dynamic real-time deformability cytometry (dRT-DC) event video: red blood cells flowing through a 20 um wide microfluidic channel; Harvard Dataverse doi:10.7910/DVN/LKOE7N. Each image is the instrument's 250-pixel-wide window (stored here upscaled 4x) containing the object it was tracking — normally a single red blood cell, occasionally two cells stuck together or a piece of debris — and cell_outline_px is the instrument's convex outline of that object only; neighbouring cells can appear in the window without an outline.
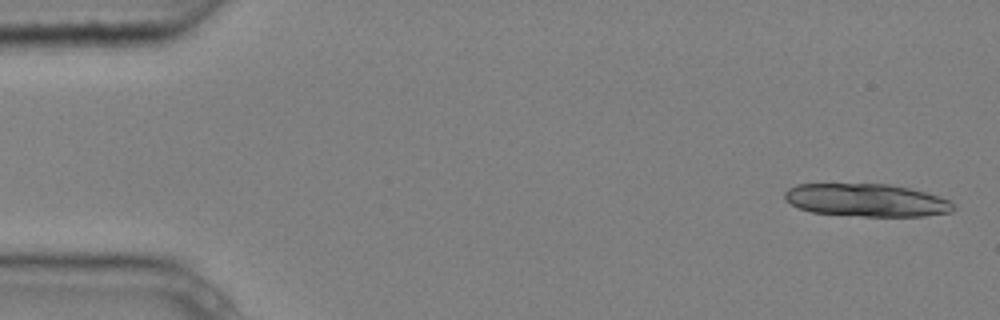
{"species": "common noctule bat (a hibernating species)", "species_latin": "Nyctalus noctula", "temperature_condition": "cold", "stored_images_in_passage": 5, "camera_frame_rate_fps": 3000, "um_per_image_px": 0.085, "animal": {"sex": "male", "body_mass_g": 20.4}, "frame": {"image": 1, "passage_image": 1, "time_ms": 0.0, "image_size_px": [1000, 320], "cell_outline_px": [[956, 208], [952, 212], [924, 216], [864, 216], [812, 212], [800, 208], [784, 200], [784, 192], [788, 188], [796, 184], [888, 184], [908, 188], [940, 196], [948, 200]], "centroid_in_image_um": [73.64, 17.01], "position_along_channel_um": 11.4, "area_um2": 32.14}}
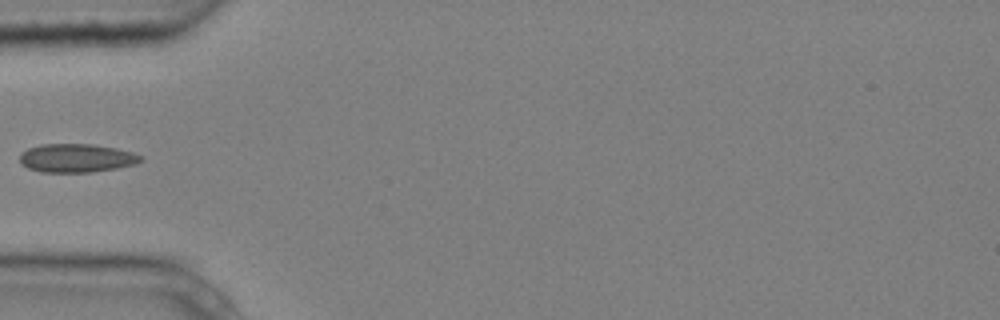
{"frame": {"image": 2, "passage_image": 5, "time_ms": 1.333, "image_size_px": [1000, 320], "cell_outline_px": [[144, 160], [136, 164], [116, 168], [92, 172], [40, 172], [28, 168], [20, 164], [20, 156], [28, 148], [40, 144], [92, 144], [116, 148], [132, 152], [144, 156]], "centroid_in_image_um": [6.53, 13.44], "position_along_channel_um": 78.5, "area_um2": 20.23}}